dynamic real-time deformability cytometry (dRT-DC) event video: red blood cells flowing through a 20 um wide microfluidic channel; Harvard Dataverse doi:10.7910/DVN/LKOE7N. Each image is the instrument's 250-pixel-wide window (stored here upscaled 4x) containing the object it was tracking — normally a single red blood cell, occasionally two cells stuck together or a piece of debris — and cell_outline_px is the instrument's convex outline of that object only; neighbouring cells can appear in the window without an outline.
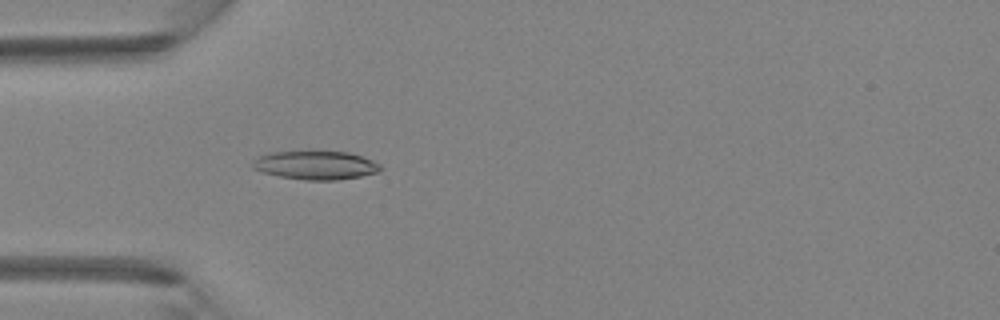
{"species": "Egyptian fruit bat (a non-hibernating species)", "species_latin": "Rousettus aegyptiacus", "temperature_condition": "room temperature", "stored_images_in_passage": 3, "camera_frame_rate_fps": 3000, "um_per_image_px": 0.085, "animal": {"sex": "female"}, "frame": {"image": 1, "passage_image": 3, "time_ms": 0.667, "image_size_px": [1000, 320], "cell_outline_px": [[384, 168], [380, 172], [360, 176], [336, 180], [304, 180], [280, 176], [264, 172], [252, 168], [252, 160], [256, 156], [272, 152], [348, 152], [372, 160], [380, 164]], "centroid_in_image_um": [26.84, 14.05], "position_along_channel_um": 58.2, "area_um2": 21.21}}